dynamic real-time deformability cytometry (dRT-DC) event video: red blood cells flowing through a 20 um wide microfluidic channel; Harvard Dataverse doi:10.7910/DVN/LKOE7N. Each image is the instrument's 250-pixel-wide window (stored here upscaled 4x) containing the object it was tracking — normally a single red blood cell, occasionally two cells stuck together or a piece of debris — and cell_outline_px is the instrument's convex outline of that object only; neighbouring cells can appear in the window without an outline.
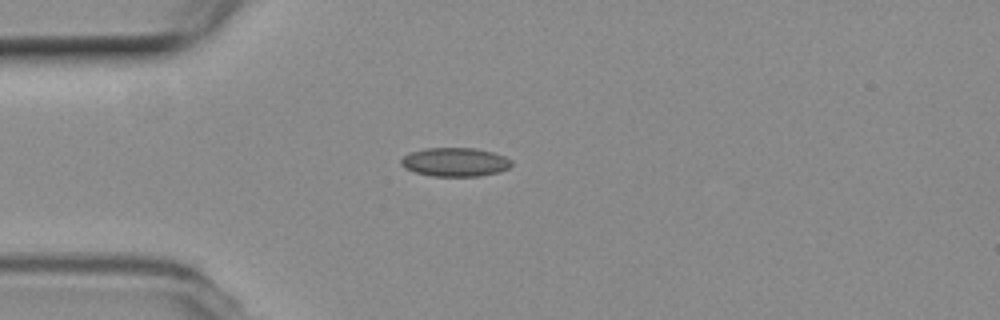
{"species": "common noctule bat (a hibernating species)", "species_latin": "Nyctalus noctula", "temperature_condition": "room temperature", "stored_images_in_passage": 2, "camera_frame_rate_fps": 3000, "um_per_image_px": 0.085, "animal": {"sex": "female", "body_mass_g": 19.3, "forearm_length_mm": 54.1}, "frame": {"image": 1, "passage_image": 1, "time_ms": 0.0, "image_size_px": [1000, 320], "cell_outline_px": [[512, 164], [508, 168], [500, 172], [480, 176], [432, 176], [416, 172], [404, 168], [400, 164], [400, 160], [408, 152], [424, 148], [476, 148], [492, 152], [504, 156], [512, 160]], "centroid_in_image_um": [38.67, 13.77], "position_along_channel_um": 46.3, "area_um2": 18.67}}